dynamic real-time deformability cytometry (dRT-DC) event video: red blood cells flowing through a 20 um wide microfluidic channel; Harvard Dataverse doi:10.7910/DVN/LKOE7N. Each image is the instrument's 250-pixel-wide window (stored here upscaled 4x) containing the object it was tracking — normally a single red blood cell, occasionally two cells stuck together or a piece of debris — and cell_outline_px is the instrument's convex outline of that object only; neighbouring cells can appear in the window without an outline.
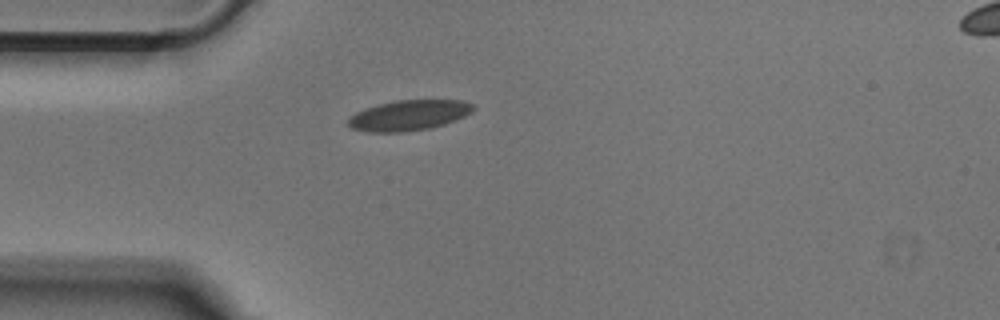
{"species": "Egyptian fruit bat (a non-hibernating species)", "species_latin": "Rousettus aegyptiacus", "temperature_condition": "cold", "stored_images_in_passage": 39, "camera_frame_rate_fps": 3000, "um_per_image_px": 0.085, "animal": {"sex": "male"}, "frame": {"image": 1, "passage_image": 1, "time_ms": 0.0, "image_size_px": [1000, 320], "cell_outline_px": [[476, 108], [472, 112], [464, 116], [444, 124], [428, 128], [400, 132], [368, 132], [352, 128], [348, 124], [348, 120], [356, 112], [364, 108], [396, 100], [464, 100], [472, 104]], "centroid_in_image_um": [34.76, 9.79], "position_along_channel_um": 50.2, "area_um2": 21.96}}
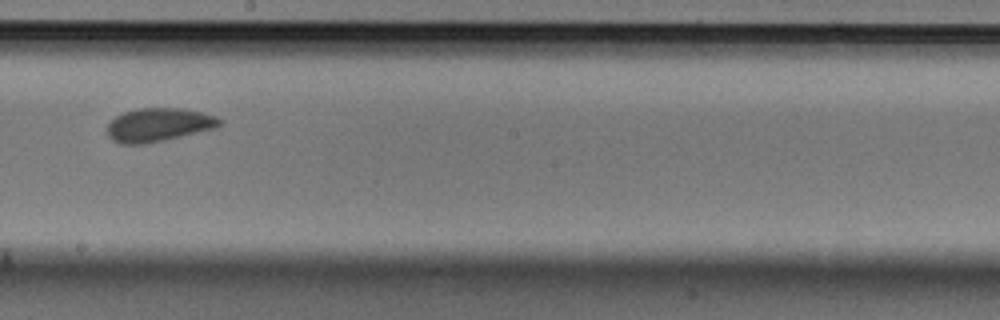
{"frame": {"image": 2, "passage_image": 16, "time_ms": 5.0, "image_size_px": [1000, 320], "cell_outline_px": [[224, 124], [216, 128], [164, 140], [144, 144], [120, 144], [112, 140], [108, 136], [108, 124], [116, 116], [124, 112], [140, 108], [180, 108], [200, 112], [216, 116], [224, 120]], "centroid_in_image_um": [13.51, 10.61], "position_along_channel_um": 234.7, "area_um2": 21.96}}
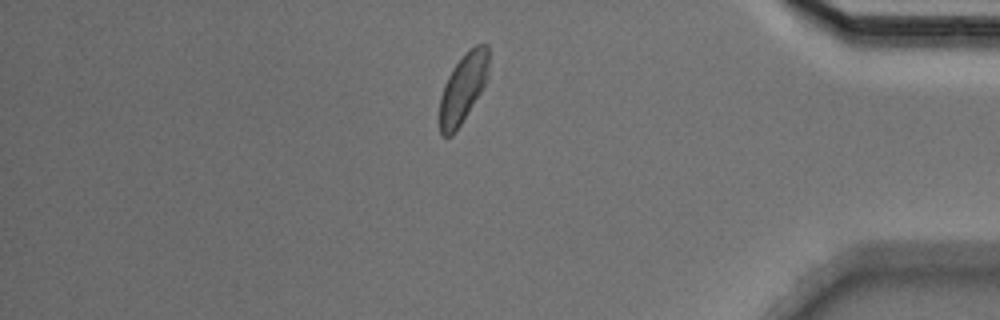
{"frame": {"image": 3, "passage_image": 31, "time_ms": 10.0, "image_size_px": [1000, 320], "cell_outline_px": [[488, 80], [456, 132], [452, 136], [444, 136], [440, 132], [440, 96], [444, 84], [452, 68], [476, 44], [488, 44]], "centroid_in_image_um": [39.36, 7.52], "position_along_channel_um": 395.8, "area_um2": 19.59}}